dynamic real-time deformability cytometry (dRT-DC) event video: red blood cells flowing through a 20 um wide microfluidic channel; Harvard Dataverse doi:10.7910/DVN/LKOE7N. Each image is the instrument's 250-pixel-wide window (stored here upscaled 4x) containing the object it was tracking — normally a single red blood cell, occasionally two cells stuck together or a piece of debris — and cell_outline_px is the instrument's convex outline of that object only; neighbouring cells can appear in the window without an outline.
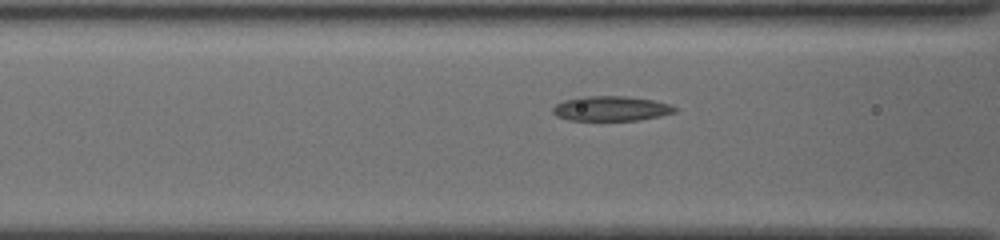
{"species": "common noctule bat (a hibernating species)", "species_latin": "Nyctalus noctula", "temperature_condition": "cold", "stored_images_in_passage": 29, "camera_frame_rate_fps": 3000, "um_per_image_px": 0.085, "animal": {"sex": "female", "body_mass_g": 19.5, "forearm_length_mm": 54.1}, "frame": {"image": 1, "passage_image": 4, "time_ms": 1.0, "image_size_px": [1000, 240], "cell_outline_px": [[676, 112], [660, 116], [640, 120], [568, 120], [556, 116], [552, 112], [552, 108], [556, 104], [564, 100], [580, 96], [624, 96], [652, 100], [668, 104], [676, 108]], "centroid_in_image_um": [51.9, 9.23], "position_along_channel_um": 114.7, "area_um2": 17.63}}
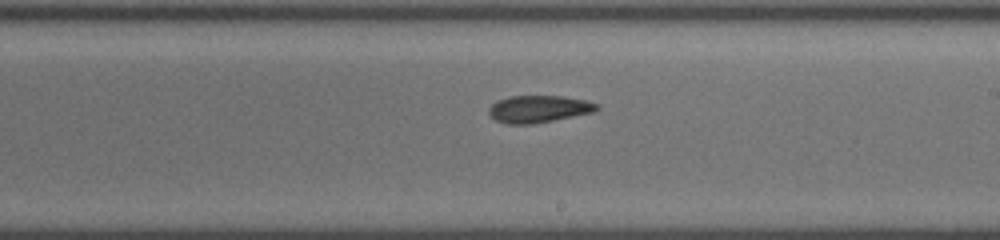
{"frame": {"image": 2, "passage_image": 14, "time_ms": 4.333, "image_size_px": [1000, 240], "cell_outline_px": [[600, 108], [592, 112], [532, 124], [508, 124], [496, 120], [488, 112], [488, 108], [496, 100], [508, 96], [564, 96], [584, 100], [600, 104]], "centroid_in_image_um": [45.77, 9.25], "position_along_channel_um": 243.2, "area_um2": 16.99}}
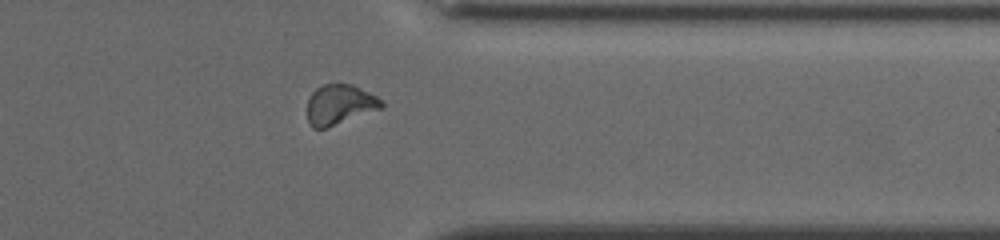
{"frame": {"image": 3, "passage_image": 25, "time_ms": 8.0, "image_size_px": [1000, 240], "cell_outline_px": [[384, 104], [380, 108], [324, 128], [312, 128], [308, 124], [308, 100], [312, 92], [316, 88], [324, 84], [352, 84], [376, 96]], "centroid_in_image_um": [28.82, 8.87], "position_along_channel_um": 382.6, "area_um2": 16.82}}